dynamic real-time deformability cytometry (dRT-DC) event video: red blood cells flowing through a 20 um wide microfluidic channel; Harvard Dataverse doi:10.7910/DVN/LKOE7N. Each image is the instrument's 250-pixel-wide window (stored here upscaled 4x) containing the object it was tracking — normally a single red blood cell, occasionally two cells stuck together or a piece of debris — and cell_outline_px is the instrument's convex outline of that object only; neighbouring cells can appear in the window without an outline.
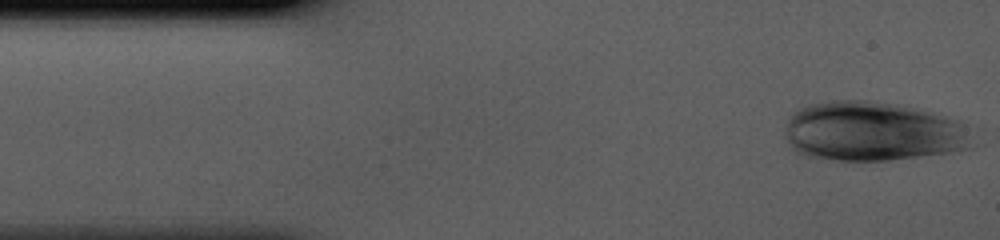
{"species": "human", "species_latin": "Homo sapiens", "temperature_condition": "cold", "stored_images_in_passage": 41, "camera_frame_rate_fps": 3000, "um_per_image_px": 0.085, "donor": {"sex": "male"}, "frame": {"image": 1, "passage_image": 1, "time_ms": 0.0, "image_size_px": [1000, 240], "cell_outline_px": [[984, 144], [972, 148], [952, 152], [888, 160], [836, 160], [800, 156], [792, 148], [784, 136], [784, 124], [792, 112], [808, 104], [832, 100], [872, 100], [896, 104], [960, 120], [980, 128]], "centroid_in_image_um": [74.36, 11.18], "position_along_channel_um": 10.6, "area_um2": 67.45}}
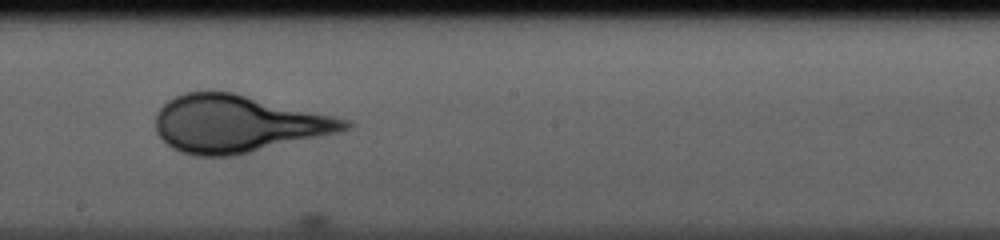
{"frame": {"image": 2, "passage_image": 22, "time_ms": 7.0, "image_size_px": [1000, 240], "cell_outline_px": [[352, 128], [340, 132], [232, 156], [196, 156], [180, 152], [172, 148], [156, 132], [156, 112], [168, 100], [184, 92], [208, 88], [236, 92], [348, 120], [352, 124]], "centroid_in_image_um": [20.15, 10.49], "position_along_channel_um": 228.0, "area_um2": 63.46}}
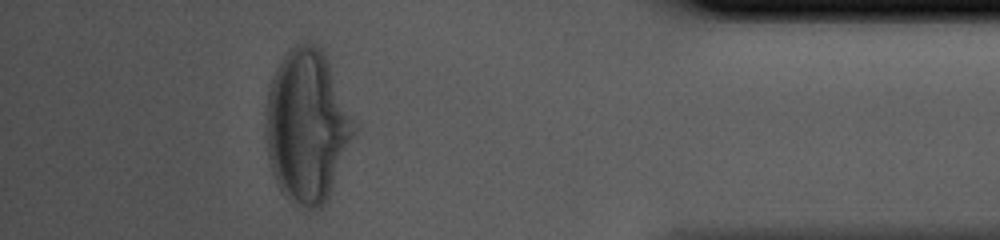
{"frame": {"image": 3, "passage_image": 37, "time_ms": 12.0, "image_size_px": [1000, 240], "cell_outline_px": [[356, 136], [328, 200], [320, 208], [308, 208], [292, 204], [284, 196], [276, 184], [268, 160], [264, 136], [264, 124], [268, 88], [272, 76], [280, 60], [292, 44], [300, 40], [304, 40], [316, 44], [324, 52], [328, 60], [356, 124]], "centroid_in_image_um": [26.08, 10.72], "position_along_channel_um": 409.1, "area_um2": 80.28}}